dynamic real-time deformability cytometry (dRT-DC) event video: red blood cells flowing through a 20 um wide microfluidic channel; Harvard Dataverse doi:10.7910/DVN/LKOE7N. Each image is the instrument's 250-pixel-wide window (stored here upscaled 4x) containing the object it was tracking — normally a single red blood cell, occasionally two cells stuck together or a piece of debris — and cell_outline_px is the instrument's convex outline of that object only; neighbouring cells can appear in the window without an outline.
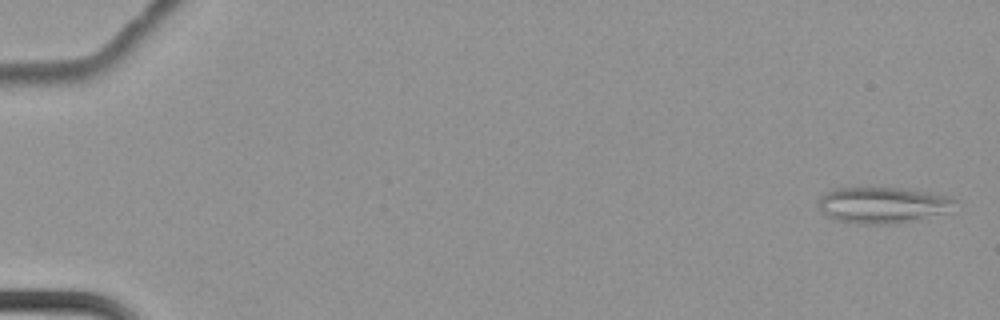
{"species": "common noctule bat (a hibernating species)", "species_latin": "Nyctalus noctula", "temperature_condition": "cold", "stored_images_in_passage": 8, "camera_frame_rate_fps": 3000, "um_per_image_px": 0.085, "animal": {"sex": "female", "body_mass_g": 22.7, "forearm_length_mm": 54.2}, "frame": {"image": 1, "passage_image": 1, "time_ms": 0.0, "image_size_px": [1000, 320], "cell_outline_px": [[956, 200], [952, 212], [888, 224], [860, 224], [840, 220], [828, 216], [820, 212], [816, 204], [820, 196], [824, 192], [836, 188], [900, 188], [928, 192], [948, 196]], "centroid_in_image_um": [75.0, 17.42], "position_along_channel_um": 10.0, "area_um2": 28.73}}